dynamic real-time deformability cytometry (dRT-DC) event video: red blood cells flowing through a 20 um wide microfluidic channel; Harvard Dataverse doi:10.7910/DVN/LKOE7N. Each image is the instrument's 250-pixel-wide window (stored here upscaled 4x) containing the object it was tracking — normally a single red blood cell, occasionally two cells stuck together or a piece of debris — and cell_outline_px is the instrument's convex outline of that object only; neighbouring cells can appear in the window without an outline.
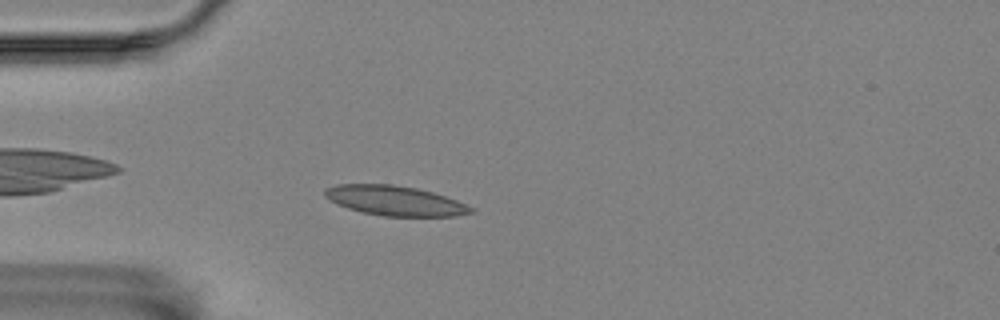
{"species": "Egyptian fruit bat (a non-hibernating species)", "species_latin": "Rousettus aegyptiacus", "temperature_condition": "room temperature", "stored_images_in_passage": 46, "camera_frame_rate_fps": 3000, "um_per_image_px": 0.085, "animal": {"sex": "female"}, "frame": {"image": 1, "passage_image": 5, "time_ms": 1.333, "image_size_px": [1000, 320], "cell_outline_px": [[476, 212], [456, 216], [384, 216], [360, 212], [336, 204], [328, 200], [324, 196], [324, 188], [336, 184], [392, 184], [416, 188], [432, 192], [468, 204], [476, 208]], "centroid_in_image_um": [33.57, 17.06], "position_along_channel_um": 51.4, "area_um2": 25.66}}
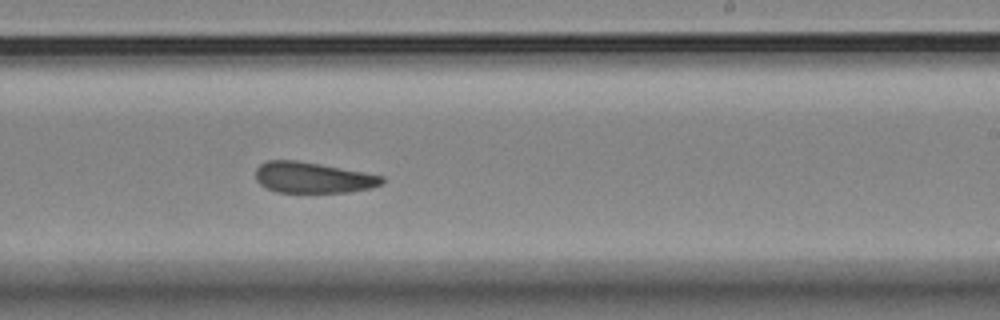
{"frame": {"image": 2, "passage_image": 24, "time_ms": 7.667, "image_size_px": [1000, 320], "cell_outline_px": [[384, 184], [372, 188], [348, 192], [276, 192], [260, 184], [256, 180], [256, 168], [260, 164], [268, 160], [296, 160], [320, 164], [384, 176]], "centroid_in_image_um": [26.6, 15.09], "position_along_channel_um": 262.4, "area_um2": 22.72}}
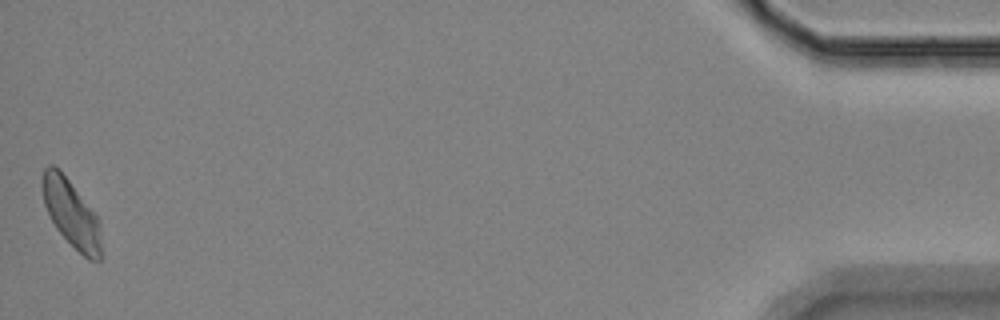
{"frame": {"image": 3, "passage_image": 46, "time_ms": 15.0, "image_size_px": [1000, 320], "cell_outline_px": [[100, 260], [88, 260], [56, 228], [44, 204], [40, 184], [44, 168], [48, 164], [52, 164], [68, 180], [96, 216], [100, 224]], "centroid_in_image_um": [6.02, 18.13], "position_along_channel_um": 429.2, "area_um2": 22.37}, "authors_computed_cell_mechanics": {"area_um2": 23.7847, "velocity_mm_per_s": 3.484, "shape_relaxation_time_tau1_ms": 11.0918, "shape_relaxation_time_tau2_ms": 5.0866, "deformation_change_tau1": 0.1744, "deformation_change_tau2": 0.1074}}